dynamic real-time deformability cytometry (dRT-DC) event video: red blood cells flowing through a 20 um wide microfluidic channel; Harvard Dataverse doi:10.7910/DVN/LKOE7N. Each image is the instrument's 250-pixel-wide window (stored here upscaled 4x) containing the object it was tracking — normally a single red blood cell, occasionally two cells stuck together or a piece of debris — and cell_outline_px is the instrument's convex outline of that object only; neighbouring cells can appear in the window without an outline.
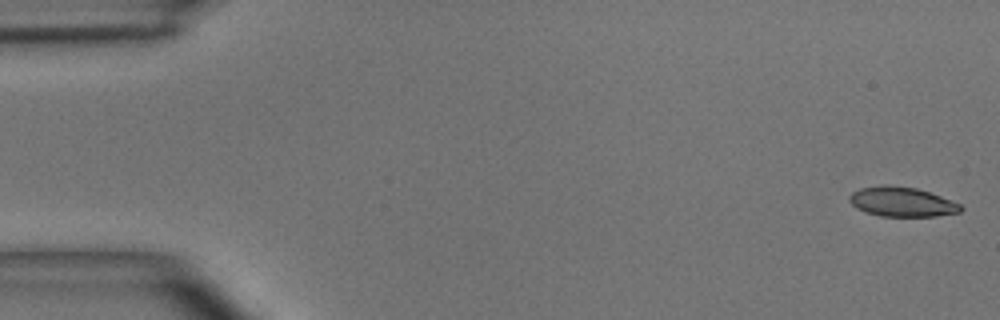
{"species": "common noctule bat (a hibernating species)", "species_latin": "Nyctalus noctula", "temperature_condition": "room temperature", "stored_images_in_passage": 50, "camera_frame_rate_fps": 3000, "um_per_image_px": 0.085, "animal": {"sex": "male", "body_mass_g": 15.6}, "frame": {"image": 1, "passage_image": 1, "time_ms": 0.0, "image_size_px": [1000, 320], "cell_outline_px": [[964, 208], [960, 212], [936, 216], [880, 216], [856, 208], [848, 200], [848, 196], [852, 192], [860, 188], [884, 184], [916, 188], [940, 196], [960, 204]], "centroid_in_image_um": [76.64, 17.15], "position_along_channel_um": 8.4, "area_um2": 19.13}}
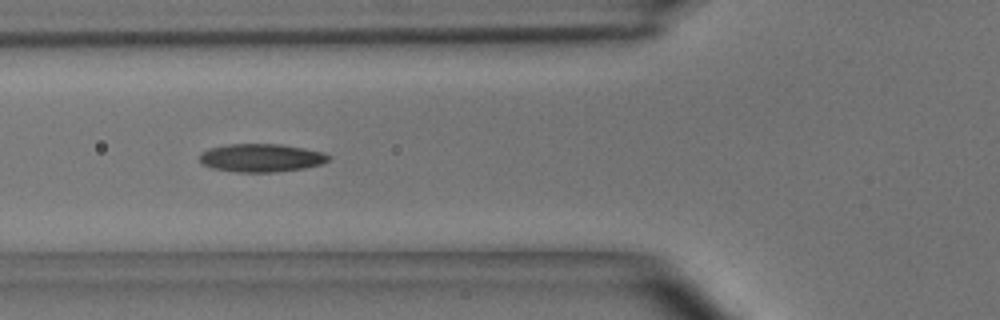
{"frame": {"image": 2, "passage_image": 18, "time_ms": 5.667, "image_size_px": [1000, 320], "cell_outline_px": [[332, 156], [328, 160], [320, 164], [304, 168], [272, 172], [236, 172], [212, 168], [200, 164], [200, 156], [208, 148], [228, 144], [280, 144], [304, 148], [324, 152]], "centroid_in_image_um": [22.2, 13.41], "position_along_channel_um": 103.6, "area_um2": 21.15}}
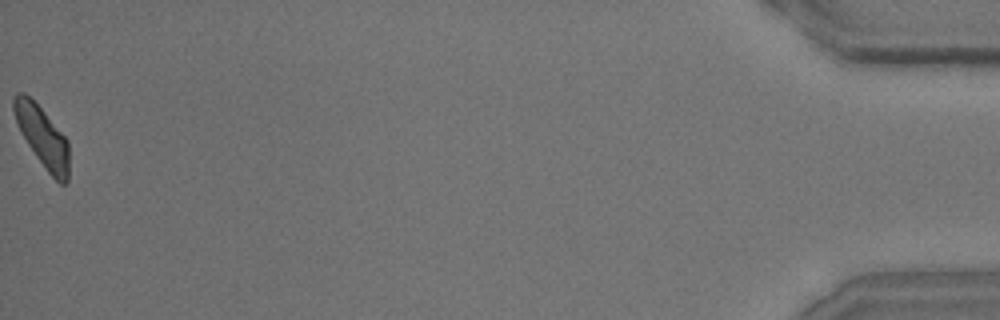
{"frame": {"image": 3, "passage_image": 50, "time_ms": 16.333, "image_size_px": [1000, 320], "cell_outline_px": [[68, 180], [64, 184], [60, 184], [48, 172], [36, 156], [28, 144], [16, 120], [12, 108], [12, 100], [16, 92], [24, 92], [44, 112], [68, 140]], "centroid_in_image_um": [3.6, 11.62], "position_along_channel_um": 431.6, "area_um2": 18.96}, "authors_computed_cell_mechanics": {"area_um2": 20.1722, "velocity_mm_per_s": 3.9856, "shape_relaxation_time_tau1_ms": 4.0779, "shape_relaxation_time_tau2_ms": 2.9538, "deformation_change_tau1": 0.1575, "deformation_change_tau2": 0.1019}}